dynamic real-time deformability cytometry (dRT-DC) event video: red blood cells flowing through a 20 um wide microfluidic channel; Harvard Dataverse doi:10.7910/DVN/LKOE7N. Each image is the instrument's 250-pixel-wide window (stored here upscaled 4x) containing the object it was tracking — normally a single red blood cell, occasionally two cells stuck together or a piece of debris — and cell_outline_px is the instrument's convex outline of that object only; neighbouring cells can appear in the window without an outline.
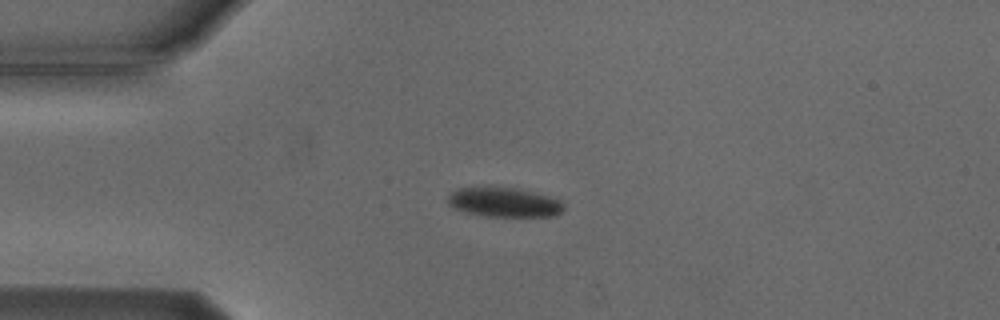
{"species": "Egyptian fruit bat (a non-hibernating species)", "species_latin": "Rousettus aegyptiacus", "temperature_condition": "cold", "stored_images_in_passage": 8, "camera_frame_rate_fps": 3000, "um_per_image_px": 0.085, "animal": {"sex": "male"}, "frame": {"image": 1, "passage_image": 1, "time_ms": 0.0, "image_size_px": [1000, 320], "cell_outline_px": [[564, 212], [556, 216], [484, 216], [452, 208], [448, 204], [448, 196], [456, 188], [512, 188], [532, 192], [560, 200], [564, 204]], "centroid_in_image_um": [42.86, 17.21], "position_along_channel_um": 42.1, "area_um2": 19.59}}
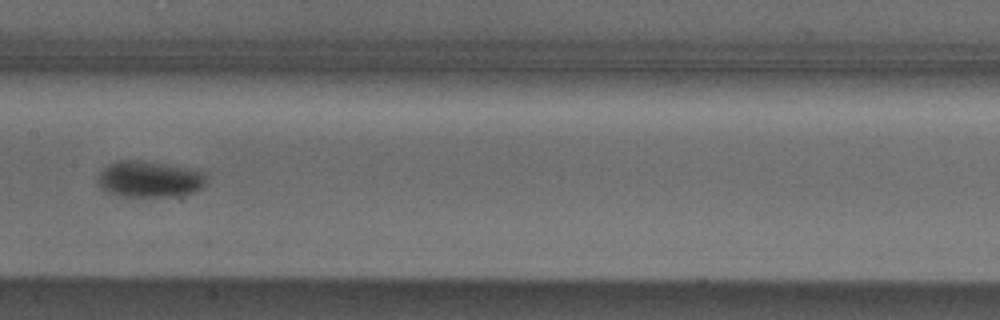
{"frame": {"image": 2, "passage_image": 5, "time_ms": 4.667, "image_size_px": [1000, 320], "cell_outline_px": [[204, 184], [200, 188], [192, 192], [172, 196], [120, 196], [108, 192], [100, 188], [96, 180], [100, 172], [108, 164], [116, 160], [140, 160], [184, 168], [204, 172]], "centroid_in_image_um": [12.6, 15.22], "position_along_channel_um": 194.8, "area_um2": 22.54}}
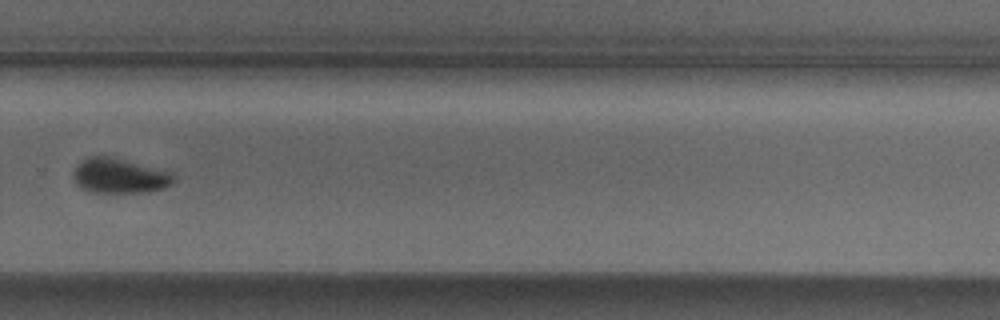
{"frame": {"image": 3, "passage_image": 8, "time_ms": 8.0, "image_size_px": [1000, 320], "cell_outline_px": [[176, 180], [172, 184], [164, 188], [148, 192], [88, 192], [76, 184], [72, 176], [72, 172], [76, 164], [80, 160], [88, 156], [108, 156], [124, 160], [168, 172]], "centroid_in_image_um": [10.06, 14.95], "position_along_channel_um": 319.7, "area_um2": 20.29}}